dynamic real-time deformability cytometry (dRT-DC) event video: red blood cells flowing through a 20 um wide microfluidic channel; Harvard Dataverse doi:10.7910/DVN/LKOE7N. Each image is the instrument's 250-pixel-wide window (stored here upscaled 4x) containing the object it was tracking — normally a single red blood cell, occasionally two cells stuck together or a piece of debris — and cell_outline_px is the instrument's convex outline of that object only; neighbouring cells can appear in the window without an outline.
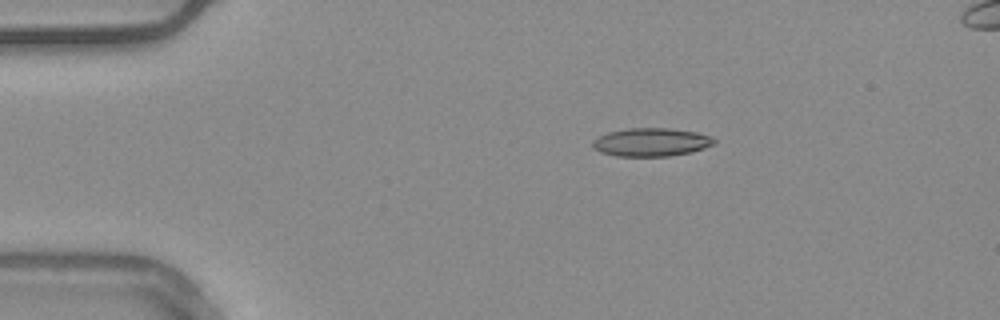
{"species": "common noctule bat (a hibernating species)", "species_latin": "Nyctalus noctula", "temperature_condition": "warm", "stored_images_in_passage": 27, "camera_frame_rate_fps": 3000, "um_per_image_px": 0.085, "animal": {"sex": "male", "body_mass_g": 20.4}, "frame": {"image": 1, "passage_image": 1, "time_ms": 0.0, "image_size_px": [1000, 320], "cell_outline_px": [[716, 144], [692, 152], [668, 156], [616, 156], [600, 152], [592, 148], [592, 140], [608, 132], [628, 128], [668, 128], [696, 132], [708, 136], [716, 140]], "centroid_in_image_um": [55.33, 12.09], "position_along_channel_um": 29.7, "area_um2": 20.06}}